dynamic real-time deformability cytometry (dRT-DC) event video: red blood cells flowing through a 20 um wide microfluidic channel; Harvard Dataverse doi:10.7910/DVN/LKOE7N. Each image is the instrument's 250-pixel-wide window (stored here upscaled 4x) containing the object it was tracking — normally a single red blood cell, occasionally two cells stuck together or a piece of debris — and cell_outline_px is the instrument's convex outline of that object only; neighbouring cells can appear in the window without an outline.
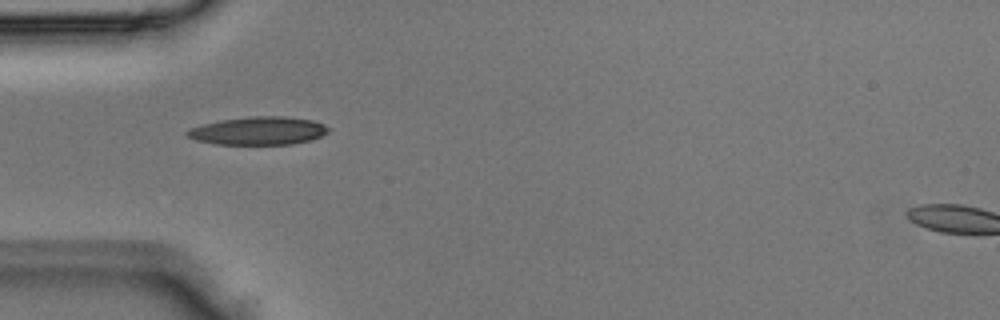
{"species": "Egyptian fruit bat (a non-hibernating species)", "species_latin": "Rousettus aegyptiacus", "temperature_condition": "room temperature", "stored_images_in_passage": 1, "camera_frame_rate_fps": 3000, "um_per_image_px": 0.085, "animal": {"sex": "male"}, "frame": {"image": 1, "passage_image": 1, "time_ms": 0.0, "image_size_px": [1000, 320], "cell_outline_px": [[332, 128], [328, 132], [312, 140], [292, 144], [216, 144], [196, 140], [184, 136], [184, 132], [192, 128], [204, 124], [220, 120], [252, 116], [284, 116], [312, 120], [324, 124]], "centroid_in_image_um": [21.98, 11.12], "position_along_channel_um": 63.0, "area_um2": 23.18}}